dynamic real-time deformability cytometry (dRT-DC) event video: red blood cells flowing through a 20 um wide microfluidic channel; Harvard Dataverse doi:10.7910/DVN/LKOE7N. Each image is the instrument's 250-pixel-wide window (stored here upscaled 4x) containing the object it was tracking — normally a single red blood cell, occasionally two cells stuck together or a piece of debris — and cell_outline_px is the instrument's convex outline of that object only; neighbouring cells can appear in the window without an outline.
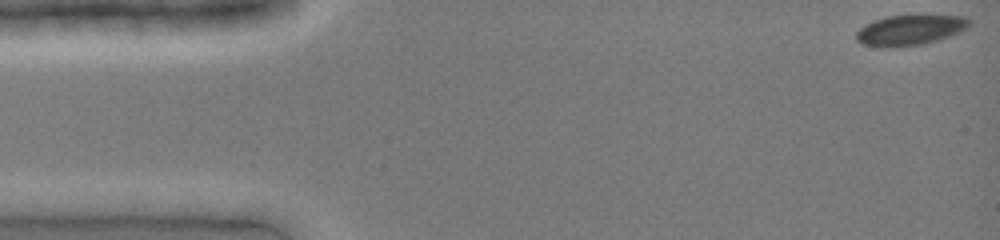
{"species": "common noctule bat (a hibernating species)", "species_latin": "Nyctalus noctula", "temperature_condition": "cold", "stored_images_in_passage": 11, "camera_frame_rate_fps": 3000, "um_per_image_px": 0.085, "animal": {"sex": "female", "body_mass_g": 19.0, "forearm_length_mm": 51.5}, "frame": {"image": 1, "passage_image": 1, "time_ms": 0.0, "image_size_px": [1000, 240], "cell_outline_px": [[972, 24], [968, 28], [960, 32], [940, 40], [924, 44], [864, 44], [856, 40], [856, 32], [860, 28], [876, 20], [888, 16], [912, 12], [924, 12], [968, 16], [972, 20]], "centroid_in_image_um": [77.57, 2.43], "position_along_channel_um": 7.4, "area_um2": 20.4}}
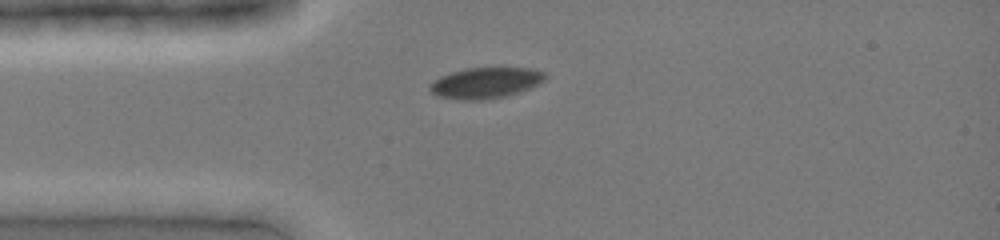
{"frame": {"image": 2, "passage_image": 10, "time_ms": 3.0, "image_size_px": [1000, 240], "cell_outline_px": [[548, 76], [544, 80], [520, 92], [508, 96], [480, 100], [460, 100], [440, 96], [432, 92], [428, 88], [428, 84], [440, 76], [464, 68], [532, 68], [544, 72]], "centroid_in_image_um": [41.26, 7.04], "position_along_channel_um": 43.7, "area_um2": 20.75}}